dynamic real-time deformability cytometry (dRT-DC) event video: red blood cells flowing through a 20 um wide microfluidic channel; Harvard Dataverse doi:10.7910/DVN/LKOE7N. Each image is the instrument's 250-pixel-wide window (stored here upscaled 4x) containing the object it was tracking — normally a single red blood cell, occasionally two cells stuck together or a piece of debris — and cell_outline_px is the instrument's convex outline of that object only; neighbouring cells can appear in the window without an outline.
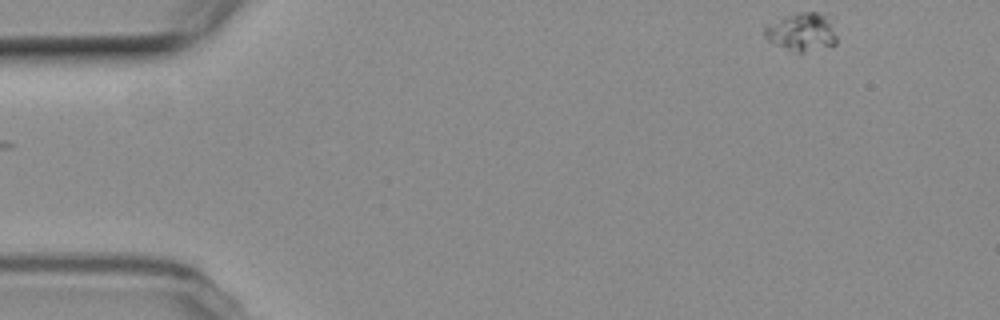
{"species": "common noctule bat (a hibernating species)", "species_latin": "Nyctalus noctula", "temperature_condition": "room temperature", "stored_images_in_passage": 7, "segment_of_instrument_passage": [2, 2], "camera_frame_rate_fps": 3000, "um_per_image_px": 0.085, "animal": {"sex": "female", "body_mass_g": 19.3, "forearm_length_mm": 54.1}, "frame": {"image": 1, "passage_image": 7, "time_ms": 7.0, "image_size_px": [1000, 320], "cell_outline_px": [[836, 44], [800, 56], [768, 40], [764, 36], [764, 28], [788, 16], [800, 12], [816, 12], [824, 16], [836, 36]], "centroid_in_image_um": [68.14, 2.81], "position_along_channel_um": 16.9, "area_um2": 15.72}}